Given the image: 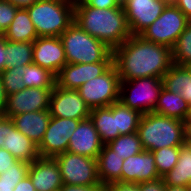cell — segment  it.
<instances>
[{
  "mask_svg": "<svg viewBox=\"0 0 191 191\" xmlns=\"http://www.w3.org/2000/svg\"><path fill=\"white\" fill-rule=\"evenodd\" d=\"M189 23L185 14L170 1L162 14L140 36L147 41L172 48Z\"/></svg>",
  "mask_w": 191,
  "mask_h": 191,
  "instance_id": "obj_8",
  "label": "cell"
},
{
  "mask_svg": "<svg viewBox=\"0 0 191 191\" xmlns=\"http://www.w3.org/2000/svg\"><path fill=\"white\" fill-rule=\"evenodd\" d=\"M155 158V166L159 176L162 178L177 164L179 158V147H165L152 151Z\"/></svg>",
  "mask_w": 191,
  "mask_h": 191,
  "instance_id": "obj_32",
  "label": "cell"
},
{
  "mask_svg": "<svg viewBox=\"0 0 191 191\" xmlns=\"http://www.w3.org/2000/svg\"><path fill=\"white\" fill-rule=\"evenodd\" d=\"M101 191H110V190L106 186H104Z\"/></svg>",
  "mask_w": 191,
  "mask_h": 191,
  "instance_id": "obj_51",
  "label": "cell"
},
{
  "mask_svg": "<svg viewBox=\"0 0 191 191\" xmlns=\"http://www.w3.org/2000/svg\"><path fill=\"white\" fill-rule=\"evenodd\" d=\"M54 158L59 164L63 184L102 185L96 159L68 151Z\"/></svg>",
  "mask_w": 191,
  "mask_h": 191,
  "instance_id": "obj_9",
  "label": "cell"
},
{
  "mask_svg": "<svg viewBox=\"0 0 191 191\" xmlns=\"http://www.w3.org/2000/svg\"><path fill=\"white\" fill-rule=\"evenodd\" d=\"M107 146L123 159L142 152L143 146L137 132L119 135L116 139L109 142Z\"/></svg>",
  "mask_w": 191,
  "mask_h": 191,
  "instance_id": "obj_30",
  "label": "cell"
},
{
  "mask_svg": "<svg viewBox=\"0 0 191 191\" xmlns=\"http://www.w3.org/2000/svg\"><path fill=\"white\" fill-rule=\"evenodd\" d=\"M103 185H72L63 184L59 191H101Z\"/></svg>",
  "mask_w": 191,
  "mask_h": 191,
  "instance_id": "obj_40",
  "label": "cell"
},
{
  "mask_svg": "<svg viewBox=\"0 0 191 191\" xmlns=\"http://www.w3.org/2000/svg\"><path fill=\"white\" fill-rule=\"evenodd\" d=\"M0 147L6 149L16 159L28 163H32L39 157L35 142L21 133L8 118L0 124Z\"/></svg>",
  "mask_w": 191,
  "mask_h": 191,
  "instance_id": "obj_14",
  "label": "cell"
},
{
  "mask_svg": "<svg viewBox=\"0 0 191 191\" xmlns=\"http://www.w3.org/2000/svg\"><path fill=\"white\" fill-rule=\"evenodd\" d=\"M23 82L26 88H54L55 75L35 63L24 66Z\"/></svg>",
  "mask_w": 191,
  "mask_h": 191,
  "instance_id": "obj_28",
  "label": "cell"
},
{
  "mask_svg": "<svg viewBox=\"0 0 191 191\" xmlns=\"http://www.w3.org/2000/svg\"><path fill=\"white\" fill-rule=\"evenodd\" d=\"M33 63L49 70L55 76L67 64L60 37H38L33 41Z\"/></svg>",
  "mask_w": 191,
  "mask_h": 191,
  "instance_id": "obj_15",
  "label": "cell"
},
{
  "mask_svg": "<svg viewBox=\"0 0 191 191\" xmlns=\"http://www.w3.org/2000/svg\"><path fill=\"white\" fill-rule=\"evenodd\" d=\"M171 50L173 64L179 66L191 64V22L185 27Z\"/></svg>",
  "mask_w": 191,
  "mask_h": 191,
  "instance_id": "obj_31",
  "label": "cell"
},
{
  "mask_svg": "<svg viewBox=\"0 0 191 191\" xmlns=\"http://www.w3.org/2000/svg\"><path fill=\"white\" fill-rule=\"evenodd\" d=\"M19 7L6 0H0V35L10 26Z\"/></svg>",
  "mask_w": 191,
  "mask_h": 191,
  "instance_id": "obj_35",
  "label": "cell"
},
{
  "mask_svg": "<svg viewBox=\"0 0 191 191\" xmlns=\"http://www.w3.org/2000/svg\"><path fill=\"white\" fill-rule=\"evenodd\" d=\"M185 144L191 145V120L184 122Z\"/></svg>",
  "mask_w": 191,
  "mask_h": 191,
  "instance_id": "obj_45",
  "label": "cell"
},
{
  "mask_svg": "<svg viewBox=\"0 0 191 191\" xmlns=\"http://www.w3.org/2000/svg\"><path fill=\"white\" fill-rule=\"evenodd\" d=\"M165 185L188 187L191 185V145L179 147L177 164L163 177Z\"/></svg>",
  "mask_w": 191,
  "mask_h": 191,
  "instance_id": "obj_26",
  "label": "cell"
},
{
  "mask_svg": "<svg viewBox=\"0 0 191 191\" xmlns=\"http://www.w3.org/2000/svg\"><path fill=\"white\" fill-rule=\"evenodd\" d=\"M24 73V67L20 66L7 68L0 72L3 87L7 96L26 88L23 82Z\"/></svg>",
  "mask_w": 191,
  "mask_h": 191,
  "instance_id": "obj_33",
  "label": "cell"
},
{
  "mask_svg": "<svg viewBox=\"0 0 191 191\" xmlns=\"http://www.w3.org/2000/svg\"><path fill=\"white\" fill-rule=\"evenodd\" d=\"M61 1H64V2H73V3H75L76 0H61Z\"/></svg>",
  "mask_w": 191,
  "mask_h": 191,
  "instance_id": "obj_50",
  "label": "cell"
},
{
  "mask_svg": "<svg viewBox=\"0 0 191 191\" xmlns=\"http://www.w3.org/2000/svg\"><path fill=\"white\" fill-rule=\"evenodd\" d=\"M113 62L88 64L67 63L55 77V85L64 89L77 90L82 84L103 74Z\"/></svg>",
  "mask_w": 191,
  "mask_h": 191,
  "instance_id": "obj_16",
  "label": "cell"
},
{
  "mask_svg": "<svg viewBox=\"0 0 191 191\" xmlns=\"http://www.w3.org/2000/svg\"><path fill=\"white\" fill-rule=\"evenodd\" d=\"M49 111L51 117L85 120L91 109L81 98L78 90L54 86L50 96Z\"/></svg>",
  "mask_w": 191,
  "mask_h": 191,
  "instance_id": "obj_12",
  "label": "cell"
},
{
  "mask_svg": "<svg viewBox=\"0 0 191 191\" xmlns=\"http://www.w3.org/2000/svg\"><path fill=\"white\" fill-rule=\"evenodd\" d=\"M53 88H24L17 93L7 96L6 108L3 113L5 118L49 109L50 96Z\"/></svg>",
  "mask_w": 191,
  "mask_h": 191,
  "instance_id": "obj_13",
  "label": "cell"
},
{
  "mask_svg": "<svg viewBox=\"0 0 191 191\" xmlns=\"http://www.w3.org/2000/svg\"><path fill=\"white\" fill-rule=\"evenodd\" d=\"M188 119H190V120H191V107H190V114H189Z\"/></svg>",
  "mask_w": 191,
  "mask_h": 191,
  "instance_id": "obj_53",
  "label": "cell"
},
{
  "mask_svg": "<svg viewBox=\"0 0 191 191\" xmlns=\"http://www.w3.org/2000/svg\"><path fill=\"white\" fill-rule=\"evenodd\" d=\"M112 54L121 80L163 78L173 65L170 47L147 41L140 35H131Z\"/></svg>",
  "mask_w": 191,
  "mask_h": 191,
  "instance_id": "obj_1",
  "label": "cell"
},
{
  "mask_svg": "<svg viewBox=\"0 0 191 191\" xmlns=\"http://www.w3.org/2000/svg\"><path fill=\"white\" fill-rule=\"evenodd\" d=\"M38 37H60L74 22V3L37 0L26 7Z\"/></svg>",
  "mask_w": 191,
  "mask_h": 191,
  "instance_id": "obj_5",
  "label": "cell"
},
{
  "mask_svg": "<svg viewBox=\"0 0 191 191\" xmlns=\"http://www.w3.org/2000/svg\"><path fill=\"white\" fill-rule=\"evenodd\" d=\"M163 87L162 78L121 80L119 101L141 114L154 112Z\"/></svg>",
  "mask_w": 191,
  "mask_h": 191,
  "instance_id": "obj_6",
  "label": "cell"
},
{
  "mask_svg": "<svg viewBox=\"0 0 191 191\" xmlns=\"http://www.w3.org/2000/svg\"><path fill=\"white\" fill-rule=\"evenodd\" d=\"M50 119L51 115L48 109L21 113L13 116L10 120L21 133L38 146L44 137Z\"/></svg>",
  "mask_w": 191,
  "mask_h": 191,
  "instance_id": "obj_20",
  "label": "cell"
},
{
  "mask_svg": "<svg viewBox=\"0 0 191 191\" xmlns=\"http://www.w3.org/2000/svg\"><path fill=\"white\" fill-rule=\"evenodd\" d=\"M30 163L23 160H17L11 165V168L0 174L1 182L19 183L28 175Z\"/></svg>",
  "mask_w": 191,
  "mask_h": 191,
  "instance_id": "obj_34",
  "label": "cell"
},
{
  "mask_svg": "<svg viewBox=\"0 0 191 191\" xmlns=\"http://www.w3.org/2000/svg\"><path fill=\"white\" fill-rule=\"evenodd\" d=\"M142 114L125 106L121 101L116 102V130L120 135L137 132Z\"/></svg>",
  "mask_w": 191,
  "mask_h": 191,
  "instance_id": "obj_29",
  "label": "cell"
},
{
  "mask_svg": "<svg viewBox=\"0 0 191 191\" xmlns=\"http://www.w3.org/2000/svg\"><path fill=\"white\" fill-rule=\"evenodd\" d=\"M187 191H191V185L187 187Z\"/></svg>",
  "mask_w": 191,
  "mask_h": 191,
  "instance_id": "obj_54",
  "label": "cell"
},
{
  "mask_svg": "<svg viewBox=\"0 0 191 191\" xmlns=\"http://www.w3.org/2000/svg\"><path fill=\"white\" fill-rule=\"evenodd\" d=\"M33 42H13L5 39V69L33 63Z\"/></svg>",
  "mask_w": 191,
  "mask_h": 191,
  "instance_id": "obj_27",
  "label": "cell"
},
{
  "mask_svg": "<svg viewBox=\"0 0 191 191\" xmlns=\"http://www.w3.org/2000/svg\"><path fill=\"white\" fill-rule=\"evenodd\" d=\"M191 22V0H171Z\"/></svg>",
  "mask_w": 191,
  "mask_h": 191,
  "instance_id": "obj_41",
  "label": "cell"
},
{
  "mask_svg": "<svg viewBox=\"0 0 191 191\" xmlns=\"http://www.w3.org/2000/svg\"><path fill=\"white\" fill-rule=\"evenodd\" d=\"M7 103V95L3 87L1 75H0V113H4Z\"/></svg>",
  "mask_w": 191,
  "mask_h": 191,
  "instance_id": "obj_43",
  "label": "cell"
},
{
  "mask_svg": "<svg viewBox=\"0 0 191 191\" xmlns=\"http://www.w3.org/2000/svg\"><path fill=\"white\" fill-rule=\"evenodd\" d=\"M5 69V38L0 35V72Z\"/></svg>",
  "mask_w": 191,
  "mask_h": 191,
  "instance_id": "obj_44",
  "label": "cell"
},
{
  "mask_svg": "<svg viewBox=\"0 0 191 191\" xmlns=\"http://www.w3.org/2000/svg\"><path fill=\"white\" fill-rule=\"evenodd\" d=\"M137 133L143 149L150 152L185 144L184 122L155 112L142 114Z\"/></svg>",
  "mask_w": 191,
  "mask_h": 191,
  "instance_id": "obj_3",
  "label": "cell"
},
{
  "mask_svg": "<svg viewBox=\"0 0 191 191\" xmlns=\"http://www.w3.org/2000/svg\"><path fill=\"white\" fill-rule=\"evenodd\" d=\"M81 120L51 117L44 137L38 145L39 157H52L65 153L71 135Z\"/></svg>",
  "mask_w": 191,
  "mask_h": 191,
  "instance_id": "obj_10",
  "label": "cell"
},
{
  "mask_svg": "<svg viewBox=\"0 0 191 191\" xmlns=\"http://www.w3.org/2000/svg\"><path fill=\"white\" fill-rule=\"evenodd\" d=\"M36 191H59L63 185L59 164L52 157H38L28 170Z\"/></svg>",
  "mask_w": 191,
  "mask_h": 191,
  "instance_id": "obj_17",
  "label": "cell"
},
{
  "mask_svg": "<svg viewBox=\"0 0 191 191\" xmlns=\"http://www.w3.org/2000/svg\"><path fill=\"white\" fill-rule=\"evenodd\" d=\"M75 2H86L89 6L100 9L122 6L117 0H76Z\"/></svg>",
  "mask_w": 191,
  "mask_h": 191,
  "instance_id": "obj_39",
  "label": "cell"
},
{
  "mask_svg": "<svg viewBox=\"0 0 191 191\" xmlns=\"http://www.w3.org/2000/svg\"><path fill=\"white\" fill-rule=\"evenodd\" d=\"M97 168L100 183L103 186L121 181V170L124 159L107 145H103L97 157Z\"/></svg>",
  "mask_w": 191,
  "mask_h": 191,
  "instance_id": "obj_22",
  "label": "cell"
},
{
  "mask_svg": "<svg viewBox=\"0 0 191 191\" xmlns=\"http://www.w3.org/2000/svg\"><path fill=\"white\" fill-rule=\"evenodd\" d=\"M190 107L180 94L172 93L163 87L154 112L185 122L189 117Z\"/></svg>",
  "mask_w": 191,
  "mask_h": 191,
  "instance_id": "obj_23",
  "label": "cell"
},
{
  "mask_svg": "<svg viewBox=\"0 0 191 191\" xmlns=\"http://www.w3.org/2000/svg\"><path fill=\"white\" fill-rule=\"evenodd\" d=\"M110 191H140V183L117 181L106 186Z\"/></svg>",
  "mask_w": 191,
  "mask_h": 191,
  "instance_id": "obj_37",
  "label": "cell"
},
{
  "mask_svg": "<svg viewBox=\"0 0 191 191\" xmlns=\"http://www.w3.org/2000/svg\"><path fill=\"white\" fill-rule=\"evenodd\" d=\"M140 191H166L163 178L140 183Z\"/></svg>",
  "mask_w": 191,
  "mask_h": 191,
  "instance_id": "obj_38",
  "label": "cell"
},
{
  "mask_svg": "<svg viewBox=\"0 0 191 191\" xmlns=\"http://www.w3.org/2000/svg\"><path fill=\"white\" fill-rule=\"evenodd\" d=\"M4 119H5V116H4L2 113H0V124H1V122H2Z\"/></svg>",
  "mask_w": 191,
  "mask_h": 191,
  "instance_id": "obj_49",
  "label": "cell"
},
{
  "mask_svg": "<svg viewBox=\"0 0 191 191\" xmlns=\"http://www.w3.org/2000/svg\"><path fill=\"white\" fill-rule=\"evenodd\" d=\"M2 36L13 42H33L38 35L26 8H19Z\"/></svg>",
  "mask_w": 191,
  "mask_h": 191,
  "instance_id": "obj_25",
  "label": "cell"
},
{
  "mask_svg": "<svg viewBox=\"0 0 191 191\" xmlns=\"http://www.w3.org/2000/svg\"><path fill=\"white\" fill-rule=\"evenodd\" d=\"M89 118L104 145L120 135L119 131L116 130V102L108 107L91 109Z\"/></svg>",
  "mask_w": 191,
  "mask_h": 191,
  "instance_id": "obj_21",
  "label": "cell"
},
{
  "mask_svg": "<svg viewBox=\"0 0 191 191\" xmlns=\"http://www.w3.org/2000/svg\"><path fill=\"white\" fill-rule=\"evenodd\" d=\"M74 22L112 50L132 35L122 6L100 9L86 2H75Z\"/></svg>",
  "mask_w": 191,
  "mask_h": 191,
  "instance_id": "obj_2",
  "label": "cell"
},
{
  "mask_svg": "<svg viewBox=\"0 0 191 191\" xmlns=\"http://www.w3.org/2000/svg\"><path fill=\"white\" fill-rule=\"evenodd\" d=\"M6 1L11 2L12 4L16 5L19 8H26L28 6H31L37 0H6Z\"/></svg>",
  "mask_w": 191,
  "mask_h": 191,
  "instance_id": "obj_46",
  "label": "cell"
},
{
  "mask_svg": "<svg viewBox=\"0 0 191 191\" xmlns=\"http://www.w3.org/2000/svg\"><path fill=\"white\" fill-rule=\"evenodd\" d=\"M162 79L164 88L180 94L191 106V69L188 66L173 64Z\"/></svg>",
  "mask_w": 191,
  "mask_h": 191,
  "instance_id": "obj_24",
  "label": "cell"
},
{
  "mask_svg": "<svg viewBox=\"0 0 191 191\" xmlns=\"http://www.w3.org/2000/svg\"><path fill=\"white\" fill-rule=\"evenodd\" d=\"M67 63L113 62L112 49L73 22L61 35Z\"/></svg>",
  "mask_w": 191,
  "mask_h": 191,
  "instance_id": "obj_4",
  "label": "cell"
},
{
  "mask_svg": "<svg viewBox=\"0 0 191 191\" xmlns=\"http://www.w3.org/2000/svg\"><path fill=\"white\" fill-rule=\"evenodd\" d=\"M120 5H122L126 0H117Z\"/></svg>",
  "mask_w": 191,
  "mask_h": 191,
  "instance_id": "obj_52",
  "label": "cell"
},
{
  "mask_svg": "<svg viewBox=\"0 0 191 191\" xmlns=\"http://www.w3.org/2000/svg\"><path fill=\"white\" fill-rule=\"evenodd\" d=\"M103 145L93 122L88 118L79 122L71 135L67 151L97 159Z\"/></svg>",
  "mask_w": 191,
  "mask_h": 191,
  "instance_id": "obj_18",
  "label": "cell"
},
{
  "mask_svg": "<svg viewBox=\"0 0 191 191\" xmlns=\"http://www.w3.org/2000/svg\"><path fill=\"white\" fill-rule=\"evenodd\" d=\"M161 178L156 170L152 152H142L124 159L121 170V182L141 183Z\"/></svg>",
  "mask_w": 191,
  "mask_h": 191,
  "instance_id": "obj_19",
  "label": "cell"
},
{
  "mask_svg": "<svg viewBox=\"0 0 191 191\" xmlns=\"http://www.w3.org/2000/svg\"><path fill=\"white\" fill-rule=\"evenodd\" d=\"M13 191H36V190L30 180V177L27 175L16 185Z\"/></svg>",
  "mask_w": 191,
  "mask_h": 191,
  "instance_id": "obj_42",
  "label": "cell"
},
{
  "mask_svg": "<svg viewBox=\"0 0 191 191\" xmlns=\"http://www.w3.org/2000/svg\"><path fill=\"white\" fill-rule=\"evenodd\" d=\"M121 79L112 64L103 74L82 84L77 90L90 109L108 107L120 98Z\"/></svg>",
  "mask_w": 191,
  "mask_h": 191,
  "instance_id": "obj_7",
  "label": "cell"
},
{
  "mask_svg": "<svg viewBox=\"0 0 191 191\" xmlns=\"http://www.w3.org/2000/svg\"><path fill=\"white\" fill-rule=\"evenodd\" d=\"M171 0H126L122 7L132 35H140L161 14Z\"/></svg>",
  "mask_w": 191,
  "mask_h": 191,
  "instance_id": "obj_11",
  "label": "cell"
},
{
  "mask_svg": "<svg viewBox=\"0 0 191 191\" xmlns=\"http://www.w3.org/2000/svg\"><path fill=\"white\" fill-rule=\"evenodd\" d=\"M17 184L0 181V191H13Z\"/></svg>",
  "mask_w": 191,
  "mask_h": 191,
  "instance_id": "obj_47",
  "label": "cell"
},
{
  "mask_svg": "<svg viewBox=\"0 0 191 191\" xmlns=\"http://www.w3.org/2000/svg\"><path fill=\"white\" fill-rule=\"evenodd\" d=\"M166 191H187V187L166 185Z\"/></svg>",
  "mask_w": 191,
  "mask_h": 191,
  "instance_id": "obj_48",
  "label": "cell"
},
{
  "mask_svg": "<svg viewBox=\"0 0 191 191\" xmlns=\"http://www.w3.org/2000/svg\"><path fill=\"white\" fill-rule=\"evenodd\" d=\"M18 159H16L6 149L0 147V174L11 168Z\"/></svg>",
  "mask_w": 191,
  "mask_h": 191,
  "instance_id": "obj_36",
  "label": "cell"
}]
</instances>
